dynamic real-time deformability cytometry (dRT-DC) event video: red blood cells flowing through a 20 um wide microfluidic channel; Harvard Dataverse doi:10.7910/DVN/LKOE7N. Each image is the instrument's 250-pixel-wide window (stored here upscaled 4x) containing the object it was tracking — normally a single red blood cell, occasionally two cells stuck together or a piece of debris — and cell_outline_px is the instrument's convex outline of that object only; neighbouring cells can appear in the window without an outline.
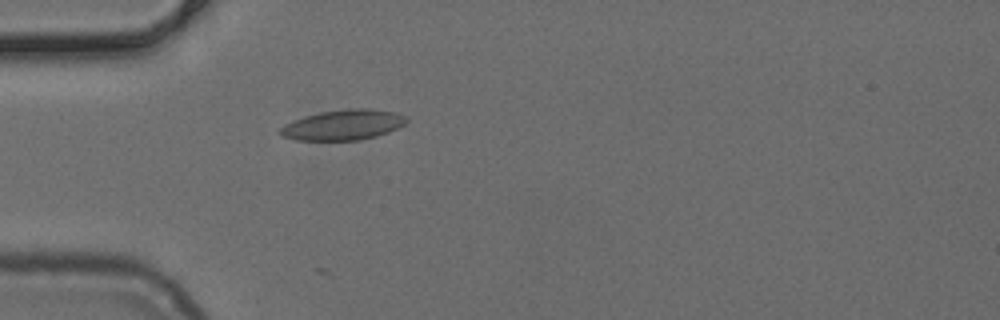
{"species": "common noctule bat (a hibernating species)", "species_latin": "Nyctalus noctula", "temperature_condition": "cold", "stored_images_in_passage": 17, "camera_frame_rate_fps": 3000, "um_per_image_px": 0.085, "animal": {"sex": "female", "body_mass_g": 24.6, "forearm_length_mm": 56.2}, "frame": {"image": 1, "passage_image": 6, "time_ms": 1.667, "image_size_px": [1000, 320], "cell_outline_px": [[408, 120], [404, 124], [388, 132], [376, 136], [360, 140], [296, 140], [280, 136], [276, 132], [284, 124], [304, 116], [320, 112], [352, 108], [368, 108], [396, 112], [408, 116]], "centroid_in_image_um": [29.15, 10.61], "position_along_channel_um": 55.9, "area_um2": 22.48}}
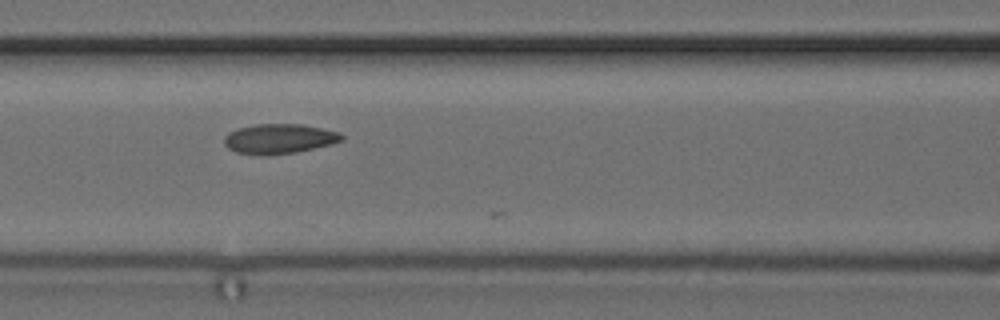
{"frame": {"image": 2, "passage_image": 13, "time_ms": 4.0, "image_size_px": [1000, 320], "cell_outline_px": [[344, 140], [332, 144], [296, 152], [236, 152], [228, 148], [224, 144], [224, 136], [228, 132], [236, 128], [256, 124], [304, 124], [340, 132], [344, 136]], "centroid_in_image_um": [23.78, 11.74], "position_along_channel_um": 142.8, "area_um2": 19.83}}
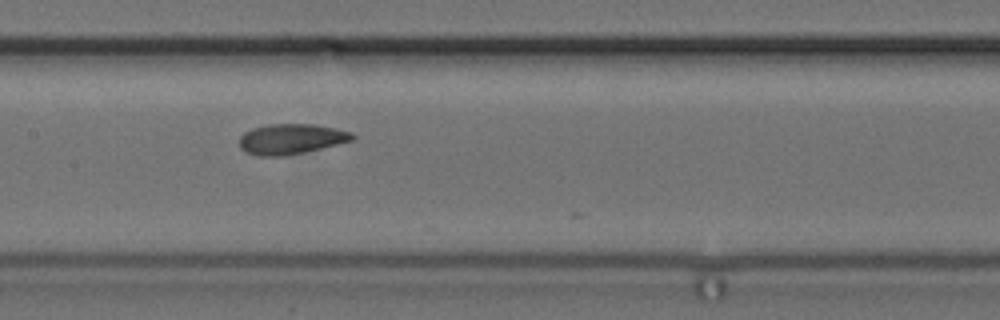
{"frame": {"image": 3, "passage_image": 16, "time_ms": 5.0, "image_size_px": [1000, 320], "cell_outline_px": [[356, 136], [352, 140], [304, 152], [284, 156], [256, 156], [244, 152], [240, 148], [240, 136], [244, 132], [252, 128], [268, 124], [316, 124], [336, 128], [352, 132]], "centroid_in_image_um": [24.71, 11.81], "position_along_channel_um": 182.7, "area_um2": 20.06}}